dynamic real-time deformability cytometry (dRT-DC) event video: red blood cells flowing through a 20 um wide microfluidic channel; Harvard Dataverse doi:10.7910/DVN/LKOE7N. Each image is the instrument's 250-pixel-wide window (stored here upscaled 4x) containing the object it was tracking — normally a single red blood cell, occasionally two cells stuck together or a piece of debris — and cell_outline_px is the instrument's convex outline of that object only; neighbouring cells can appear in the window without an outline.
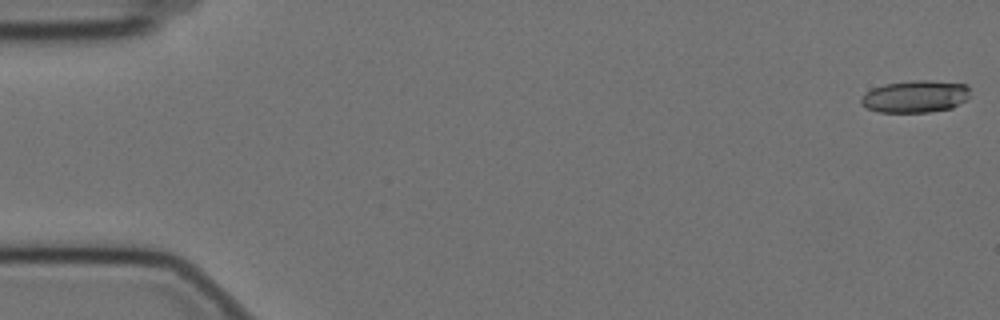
{"species": "Egyptian fruit bat (a non-hibernating species)", "species_latin": "Rousettus aegyptiacus", "temperature_condition": "cold", "stored_images_in_passage": 54, "camera_frame_rate_fps": 3000, "um_per_image_px": 0.085, "animal": {"sex": "female"}, "frame": {"image": 1, "passage_image": 1, "time_ms": 0.0, "image_size_px": [1000, 320], "cell_outline_px": [[968, 100], [952, 108], [928, 112], [880, 112], [868, 108], [860, 104], [860, 100], [872, 88], [884, 84], [912, 80], [928, 80], [968, 84]], "centroid_in_image_um": [77.83, 8.2], "position_along_channel_um": 7.2, "area_um2": 20.46}}
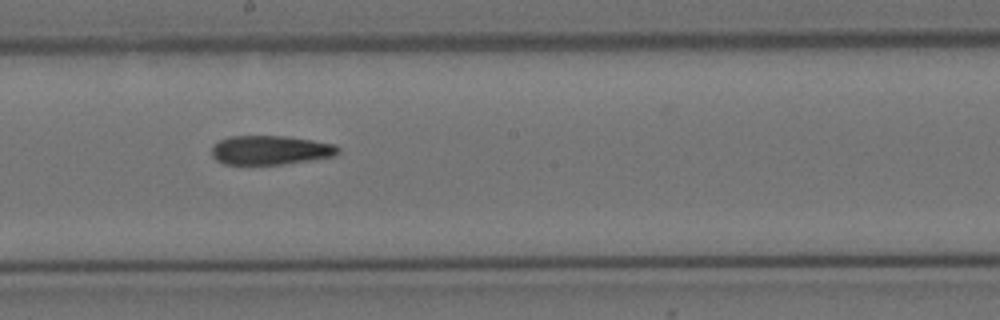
{"frame": {"image": 2, "passage_image": 32, "time_ms": 10.333, "image_size_px": [1000, 320], "cell_outline_px": [[340, 152], [336, 156], [284, 164], [224, 164], [216, 160], [212, 156], [212, 144], [228, 136], [284, 136], [312, 140], [336, 144], [340, 148]], "centroid_in_image_um": [23.0, 12.76], "position_along_channel_um": 225.2, "area_um2": 21.62}}
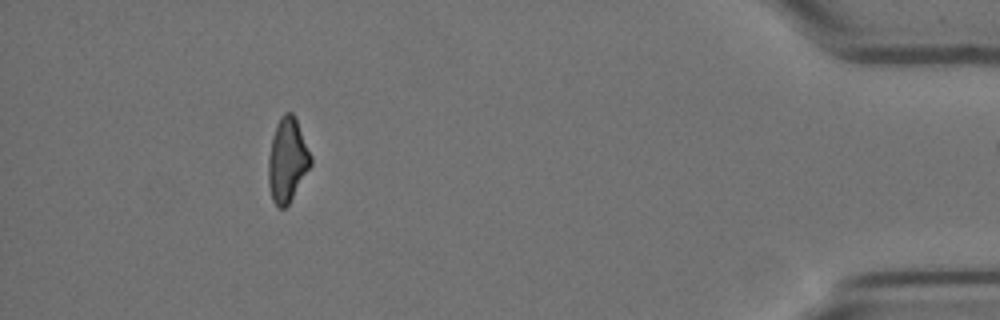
{"frame": {"image": 3, "passage_image": 53, "time_ms": 17.333, "image_size_px": [1000, 320], "cell_outline_px": [[312, 164], [288, 204], [284, 208], [276, 208], [272, 200], [268, 184], [268, 156], [272, 136], [276, 124], [280, 116], [284, 112], [292, 112], [296, 120], [312, 156]], "centroid_in_image_um": [24.4, 13.61], "position_along_channel_um": 410.8, "area_um2": 20.81}}